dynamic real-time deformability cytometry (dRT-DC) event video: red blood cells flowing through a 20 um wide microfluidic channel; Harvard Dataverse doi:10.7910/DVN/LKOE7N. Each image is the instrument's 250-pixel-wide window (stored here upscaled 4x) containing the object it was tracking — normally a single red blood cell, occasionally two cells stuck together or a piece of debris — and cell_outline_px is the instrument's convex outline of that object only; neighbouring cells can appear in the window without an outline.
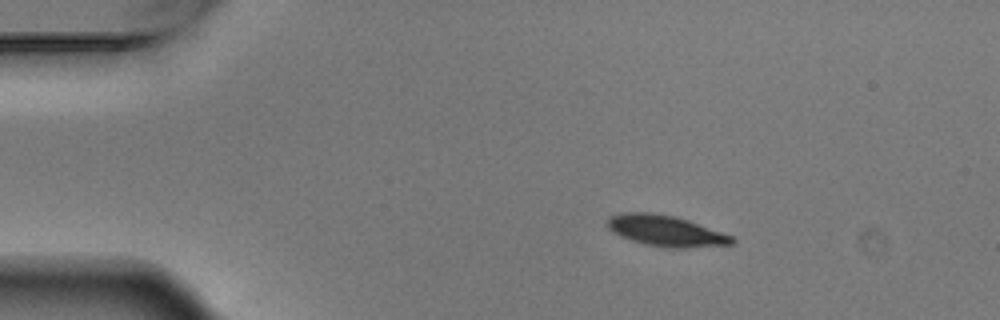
{"species": "Egyptian fruit bat (a non-hibernating species)", "species_latin": "Rousettus aegyptiacus", "temperature_condition": "warm", "stored_images_in_passage": 3, "camera_frame_rate_fps": 3000, "um_per_image_px": 0.085, "animal": {"sex": "male"}, "frame": {"image": 1, "passage_image": 1, "time_ms": 0.0, "image_size_px": [1000, 320], "cell_outline_px": [[736, 240], [732, 244], [688, 248], [668, 248], [644, 244], [620, 236], [612, 232], [604, 224], [608, 216], [624, 212], [652, 212], [672, 216], [688, 220], [732, 236]], "centroid_in_image_um": [56.53, 19.62], "position_along_channel_um": 28.5, "area_um2": 22.54}}